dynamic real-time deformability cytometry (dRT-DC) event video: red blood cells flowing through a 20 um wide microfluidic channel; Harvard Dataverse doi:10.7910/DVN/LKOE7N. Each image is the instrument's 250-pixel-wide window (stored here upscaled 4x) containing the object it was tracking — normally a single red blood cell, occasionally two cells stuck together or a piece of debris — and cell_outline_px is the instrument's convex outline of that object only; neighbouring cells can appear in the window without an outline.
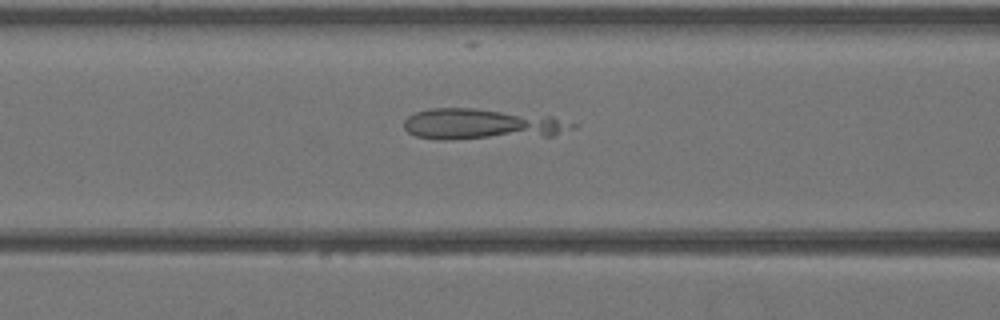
{"species": "Egyptian fruit bat (a non-hibernating species)", "species_latin": "Rousettus aegyptiacus", "temperature_condition": "warm", "stored_images_in_passage": 37, "camera_frame_rate_fps": 3000, "um_per_image_px": 0.085, "animal": {"sex": "female"}, "frame": {"image": 1, "passage_image": 12, "time_ms": 3.667, "image_size_px": [1000, 320], "cell_outline_px": [[564, 128], [552, 136], [452, 140], [436, 140], [416, 136], [408, 132], [404, 128], [404, 120], [408, 116], [416, 112], [432, 108], [472, 108], [552, 116], [564, 124]], "centroid_in_image_um": [40.72, 10.57], "position_along_channel_um": 125.9, "area_um2": 29.71}}
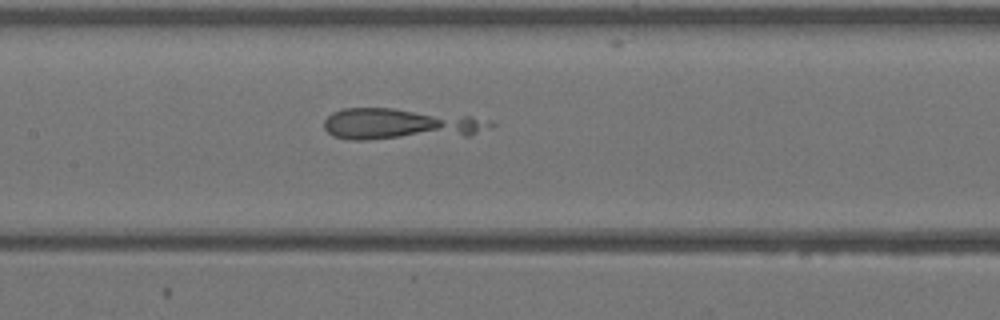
{"frame": {"image": 2, "passage_image": 15, "time_ms": 4.667, "image_size_px": [1000, 320], "cell_outline_px": [[496, 124], [492, 128], [468, 136], [368, 140], [352, 140], [332, 136], [324, 128], [324, 120], [332, 112], [344, 108], [392, 108], [472, 116]], "centroid_in_image_um": [34.03, 10.56], "position_along_channel_um": 173.4, "area_um2": 30.75}}
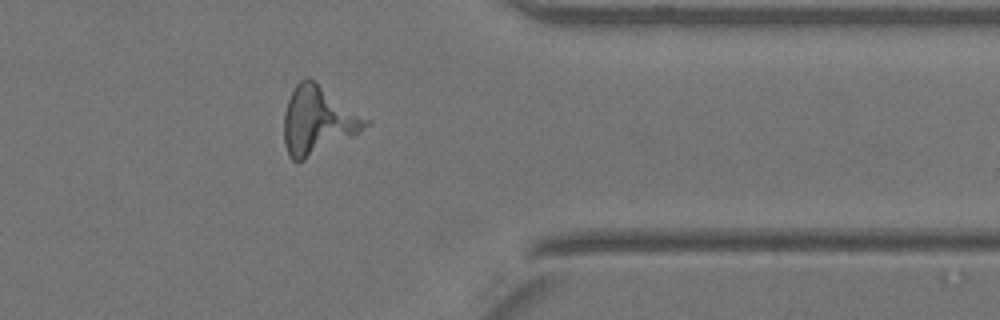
{"frame": {"image": 3, "passage_image": 29, "time_ms": 9.333, "image_size_px": [1000, 320], "cell_outline_px": [[372, 124], [360, 132], [304, 160], [292, 160], [288, 156], [284, 144], [284, 112], [288, 100], [296, 84], [300, 80], [308, 76], [316, 80], [372, 120]], "centroid_in_image_um": [27.05, 10.2], "position_along_channel_um": 384.3, "area_um2": 32.71}}